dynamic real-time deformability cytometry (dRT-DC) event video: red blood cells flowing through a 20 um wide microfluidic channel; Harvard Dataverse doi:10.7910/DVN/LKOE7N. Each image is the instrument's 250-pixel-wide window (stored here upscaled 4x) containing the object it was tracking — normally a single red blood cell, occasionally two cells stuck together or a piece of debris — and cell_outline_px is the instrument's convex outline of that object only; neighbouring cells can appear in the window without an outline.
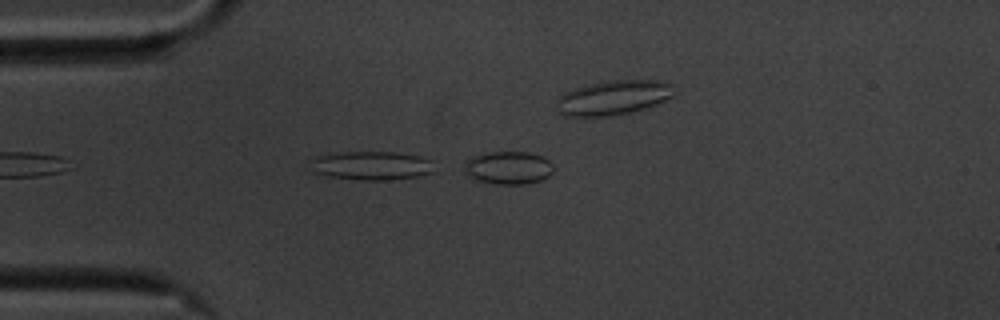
{"species": "common noctule bat (a hibernating species)", "species_latin": "Nyctalus noctula", "temperature_condition": "cold", "stored_images_in_passage": 4, "camera_frame_rate_fps": 3000, "um_per_image_px": 0.085, "animal": {"sex": "male", "body_mass_g": 20.1, "forearm_length_mm": 53.5}, "frame": {"image": 1, "passage_image": 4, "time_ms": 1.0, "image_size_px": [1000, 320], "cell_outline_px": [[552, 172], [544, 180], [528, 184], [496, 184], [472, 180], [464, 172], [464, 160], [472, 156], [488, 152], [528, 152], [540, 156], [548, 160], [552, 164]], "centroid_in_image_um": [43.15, 14.27], "position_along_channel_um": 41.8, "area_um2": 17.46}}